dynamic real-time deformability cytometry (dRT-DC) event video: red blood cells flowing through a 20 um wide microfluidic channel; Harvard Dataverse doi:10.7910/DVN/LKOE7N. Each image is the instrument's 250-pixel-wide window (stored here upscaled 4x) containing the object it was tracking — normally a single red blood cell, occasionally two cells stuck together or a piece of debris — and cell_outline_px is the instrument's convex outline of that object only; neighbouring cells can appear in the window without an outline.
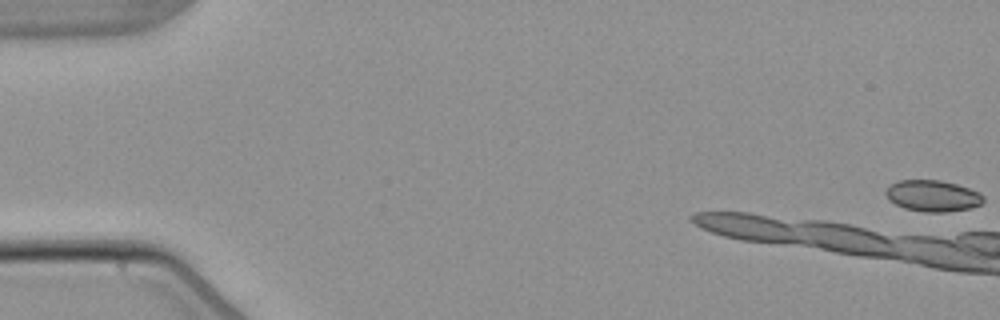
{"species": "common noctule bat (a hibernating species)", "species_latin": "Nyctalus noctula", "temperature_condition": "warm", "stored_images_in_passage": 5, "camera_frame_rate_fps": 3000, "um_per_image_px": 0.085, "animal": {"sex": "male", "body_mass_g": 21.5, "forearm_length_mm": 52.0}, "frame": {"image": 1, "passage_image": 1, "time_ms": 0.0, "image_size_px": [1000, 320], "cell_outline_px": [[984, 200], [980, 204], [968, 208], [944, 212], [924, 212], [904, 208], [888, 200], [884, 192], [892, 184], [900, 180], [940, 180], [956, 184], [980, 192], [984, 196]], "centroid_in_image_um": [79.27, 16.64], "position_along_channel_um": 5.7, "area_um2": 17.69}}